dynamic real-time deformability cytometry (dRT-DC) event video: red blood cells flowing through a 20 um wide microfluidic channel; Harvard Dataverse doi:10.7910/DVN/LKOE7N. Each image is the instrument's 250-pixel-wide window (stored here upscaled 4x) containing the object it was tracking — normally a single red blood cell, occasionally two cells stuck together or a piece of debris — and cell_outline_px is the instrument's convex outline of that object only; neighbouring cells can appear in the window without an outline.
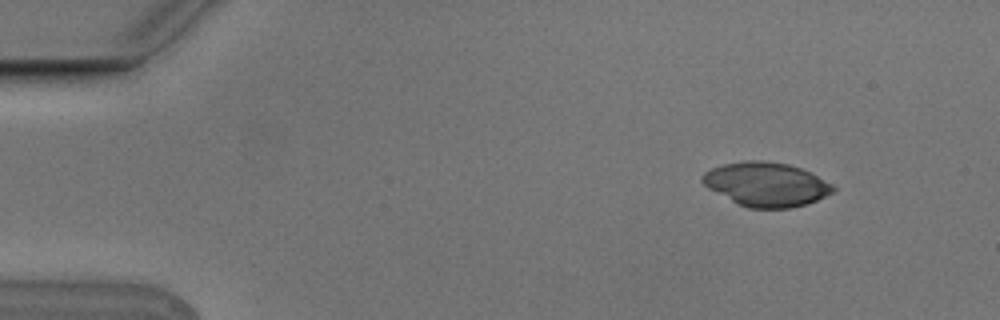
{"species": "Egyptian fruit bat (a non-hibernating species)", "species_latin": "Rousettus aegyptiacus", "temperature_condition": "cold", "stored_images_in_passage": 4, "segment_of_instrument_passage": [1, 2], "camera_frame_rate_fps": 3000, "um_per_image_px": 0.085, "animal": {"sex": "male"}, "frame": {"image": 1, "passage_image": 1, "time_ms": 0.0, "image_size_px": [1000, 320], "cell_outline_px": [[836, 188], [832, 192], [808, 204], [788, 208], [748, 208], [708, 188], [700, 180], [700, 176], [704, 172], [712, 168], [724, 164], [748, 160], [760, 160], [788, 164], [800, 168], [832, 184]], "centroid_in_image_um": [65.1, 15.66], "position_along_channel_um": 19.9, "area_um2": 33.12}}